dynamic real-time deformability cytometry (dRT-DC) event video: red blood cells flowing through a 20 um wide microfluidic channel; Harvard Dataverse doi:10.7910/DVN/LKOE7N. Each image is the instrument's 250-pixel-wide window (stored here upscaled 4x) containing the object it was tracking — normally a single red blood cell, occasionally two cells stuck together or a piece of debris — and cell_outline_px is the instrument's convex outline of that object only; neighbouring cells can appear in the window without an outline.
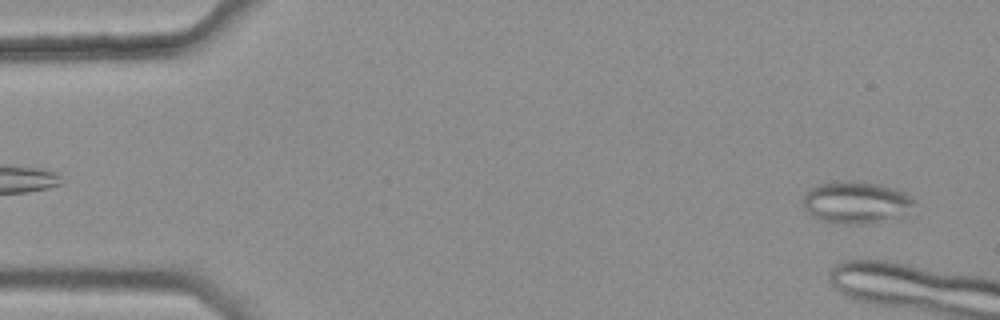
{"species": "common noctule bat (a hibernating species)", "species_latin": "Nyctalus noctula", "temperature_condition": "warm", "stored_images_in_passage": 10, "camera_frame_rate_fps": 3000, "um_per_image_px": 0.085, "animal": {"sex": "female", "body_mass_g": 25.1}, "frame": {"image": 1, "passage_image": 2, "time_ms": 0.333, "image_size_px": [1000, 320], "cell_outline_px": [[916, 204], [904, 216], [876, 224], [840, 224], [820, 220], [812, 216], [804, 208], [800, 200], [804, 192], [820, 184], [840, 180], [852, 180], [880, 184], [896, 188], [904, 192], [916, 200]], "centroid_in_image_um": [72.79, 17.22], "position_along_channel_um": 12.2, "area_um2": 28.21}}